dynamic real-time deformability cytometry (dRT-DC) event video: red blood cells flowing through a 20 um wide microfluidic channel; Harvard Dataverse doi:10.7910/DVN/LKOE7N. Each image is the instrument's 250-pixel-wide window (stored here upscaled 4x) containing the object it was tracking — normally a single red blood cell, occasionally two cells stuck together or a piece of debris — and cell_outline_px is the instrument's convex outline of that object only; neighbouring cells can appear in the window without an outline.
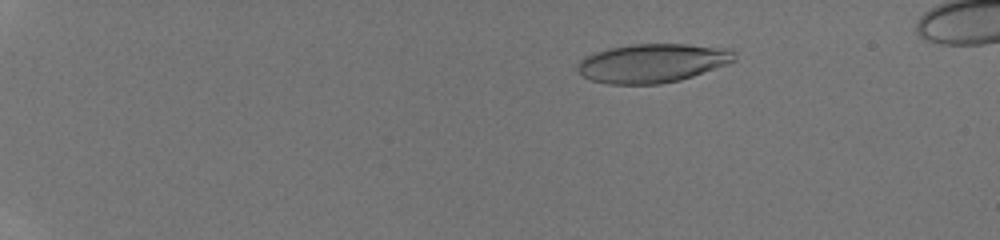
{"species": "human", "species_latin": "Homo sapiens", "temperature_condition": "room temperature", "stored_images_in_passage": 41, "camera_frame_rate_fps": 3000, "um_per_image_px": 0.085, "donor": {"sex": "male"}, "frame": {"image": 1, "passage_image": 3, "time_ms": 0.667, "image_size_px": [1000, 240], "cell_outline_px": [[736, 60], [692, 76], [680, 80], [660, 84], [608, 84], [592, 80], [584, 76], [576, 68], [580, 60], [584, 56], [608, 48], [632, 44], [688, 44], [728, 48], [736, 52]], "centroid_in_image_um": [55.45, 5.35], "position_along_channel_um": 29.6, "area_um2": 35.43}}
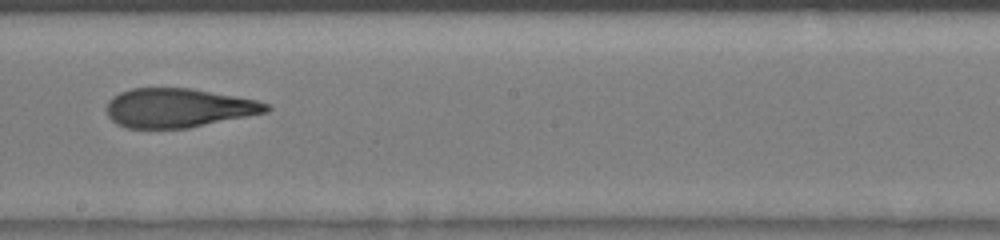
{"frame": {"image": 2, "passage_image": 24, "time_ms": 7.667, "image_size_px": [1000, 240], "cell_outline_px": [[272, 108], [268, 112], [188, 128], [128, 128], [116, 124], [108, 116], [108, 100], [112, 96], [120, 92], [132, 88], [192, 88], [256, 100], [268, 104]], "centroid_in_image_um": [15.16, 9.17], "position_along_channel_um": 233.0, "area_um2": 36.3}}
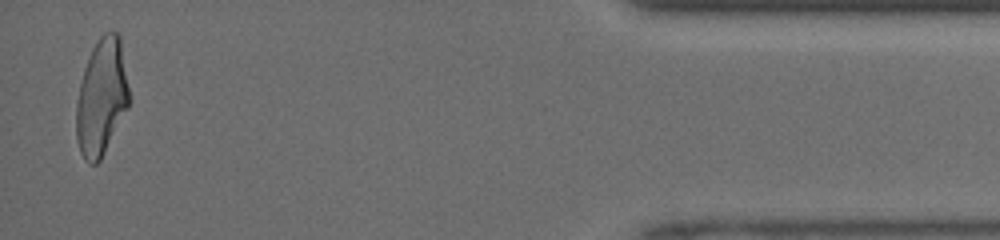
{"frame": {"image": 3, "passage_image": 40, "time_ms": 13.0, "image_size_px": [1000, 240], "cell_outline_px": [[132, 100], [128, 108], [100, 160], [96, 164], [88, 164], [84, 160], [80, 152], [76, 140], [76, 104], [80, 84], [84, 68], [92, 48], [100, 36], [104, 32], [116, 32], [120, 36]], "centroid_in_image_um": [8.65, 8.27], "position_along_channel_um": 426.5, "area_um2": 36.36}}